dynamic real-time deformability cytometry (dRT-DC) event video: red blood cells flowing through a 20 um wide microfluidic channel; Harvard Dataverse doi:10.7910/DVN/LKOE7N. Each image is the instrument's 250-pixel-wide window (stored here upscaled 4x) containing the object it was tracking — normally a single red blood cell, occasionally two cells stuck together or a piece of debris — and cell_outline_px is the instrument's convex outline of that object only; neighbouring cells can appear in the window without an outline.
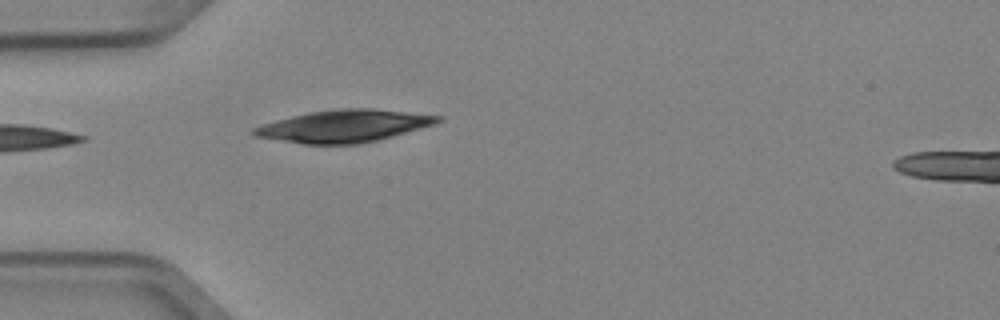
{"species": "Egyptian fruit bat (a non-hibernating species)", "species_latin": "Rousettus aegyptiacus", "temperature_condition": "cold", "stored_images_in_passage": 4, "camera_frame_rate_fps": 3000, "um_per_image_px": 0.085, "animal": {"sex": "female"}, "frame": {"image": 1, "passage_image": 4, "time_ms": 1.0, "image_size_px": [1000, 320], "cell_outline_px": [[444, 120], [436, 124], [380, 140], [356, 144], [304, 144], [252, 136], [248, 132], [252, 128], [276, 120], [308, 112], [336, 108], [372, 108], [444, 116]], "centroid_in_image_um": [29.26, 10.71], "position_along_channel_um": 55.7, "area_um2": 34.97}}